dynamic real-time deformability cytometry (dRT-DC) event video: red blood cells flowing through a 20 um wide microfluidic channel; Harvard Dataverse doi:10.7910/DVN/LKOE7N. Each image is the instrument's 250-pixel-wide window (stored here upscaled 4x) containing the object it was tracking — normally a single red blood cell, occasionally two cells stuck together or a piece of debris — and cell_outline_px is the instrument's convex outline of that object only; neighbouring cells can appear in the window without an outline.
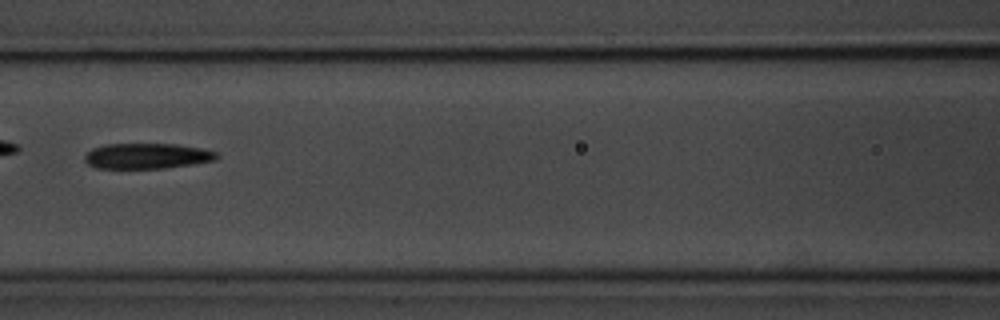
{"species": "common noctule bat (a hibernating species)", "species_latin": "Nyctalus noctula", "temperature_condition": "room temperature", "stored_images_in_passage": 7, "camera_frame_rate_fps": 3000, "um_per_image_px": 0.085, "animal": {"sex": "male", "body_mass_g": 20.1, "forearm_length_mm": 53.5}, "frame": {"image": 1, "passage_image": 7, "time_ms": 8.0, "image_size_px": [1000, 320], "cell_outline_px": [[220, 156], [216, 160], [192, 164], [164, 168], [96, 168], [88, 164], [84, 160], [84, 156], [92, 148], [104, 144], [176, 144], [200, 148], [216, 152]], "centroid_in_image_um": [12.48, 13.26], "position_along_channel_um": 154.1, "area_um2": 19.59}}